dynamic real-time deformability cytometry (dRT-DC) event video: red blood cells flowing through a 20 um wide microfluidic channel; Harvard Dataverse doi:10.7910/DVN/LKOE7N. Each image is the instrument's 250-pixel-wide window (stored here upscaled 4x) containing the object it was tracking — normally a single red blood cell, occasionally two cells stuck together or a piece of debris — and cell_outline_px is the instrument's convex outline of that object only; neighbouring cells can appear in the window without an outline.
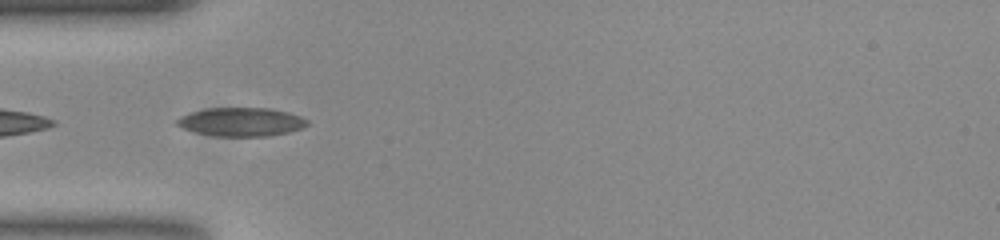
{"species": "common noctule bat (a hibernating species)", "species_latin": "Nyctalus noctula", "temperature_condition": "room temperature", "stored_images_in_passage": 49, "camera_frame_rate_fps": 3000, "um_per_image_px": 0.085, "animal": {"sex": "female", "body_mass_g": 23.0, "forearm_length_mm": 53.4}, "frame": {"image": 1, "passage_image": 15, "time_ms": 4.667, "image_size_px": [1000, 240], "cell_outline_px": [[308, 124], [300, 128], [288, 132], [268, 136], [212, 136], [180, 128], [172, 120], [180, 116], [192, 112], [208, 108], [268, 108], [288, 112], [300, 116], [308, 120]], "centroid_in_image_um": [20.44, 10.36], "position_along_channel_um": 64.6, "area_um2": 21.79}}
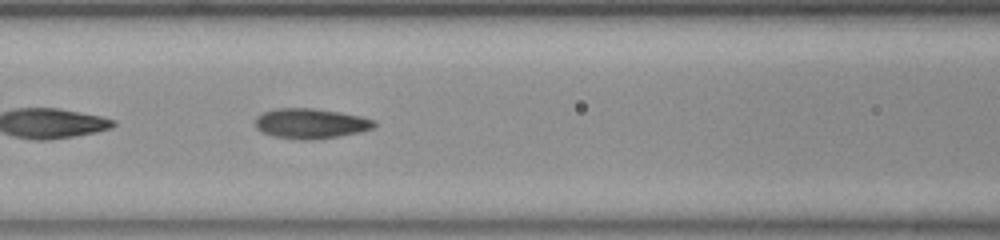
{"frame": {"image": 2, "passage_image": 21, "time_ms": 6.667, "image_size_px": [1000, 240], "cell_outline_px": [[376, 124], [372, 128], [360, 132], [340, 136], [312, 140], [304, 140], [272, 136], [260, 132], [256, 128], [256, 116], [264, 112], [276, 108], [312, 108], [340, 112], [360, 116], [376, 120]], "centroid_in_image_um": [26.4, 10.5], "position_along_channel_um": 140.2, "area_um2": 20.98}}
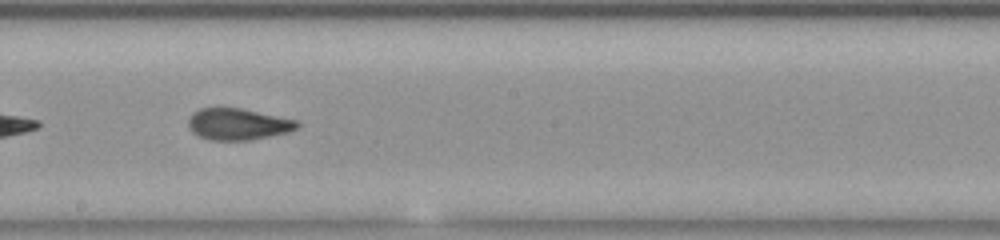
{"frame": {"image": 3, "passage_image": 28, "time_ms": 9.0, "image_size_px": [1000, 240], "cell_outline_px": [[300, 128], [288, 132], [252, 140], [208, 140], [192, 132], [188, 124], [188, 116], [192, 112], [200, 108], [240, 108], [296, 120], [300, 124]], "centroid_in_image_um": [20.21, 10.56], "position_along_channel_um": 228.0, "area_um2": 20.06}, "authors_computed_cell_mechanics": {"area_um2": 20.4034, "velocity_mm_per_s": 3.7693, "shape_relaxation_time_tau1_ms": null, "shape_relaxation_time_tau2_ms": 1.9128, "deformation_change_tau1": null, "deformation_change_tau2": 0.0861}}